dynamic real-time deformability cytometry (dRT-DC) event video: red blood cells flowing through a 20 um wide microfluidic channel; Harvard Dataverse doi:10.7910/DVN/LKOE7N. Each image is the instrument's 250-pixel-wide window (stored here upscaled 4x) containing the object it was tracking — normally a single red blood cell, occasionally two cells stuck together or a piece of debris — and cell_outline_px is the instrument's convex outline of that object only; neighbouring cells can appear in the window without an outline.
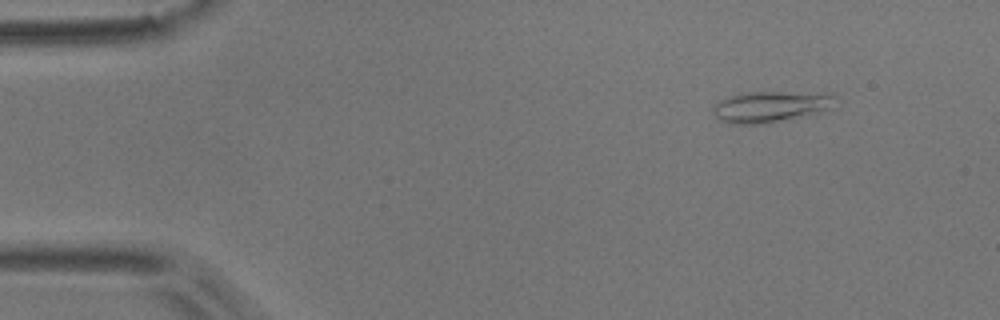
{"species": "common noctule bat (a hibernating species)", "species_latin": "Nyctalus noctula", "temperature_condition": "room temperature", "stored_images_in_passage": 5, "camera_frame_rate_fps": 3000, "um_per_image_px": 0.085, "animal": {"sex": "male", "body_mass_g": 17.9}, "frame": {"image": 1, "passage_image": 1, "time_ms": 0.0, "image_size_px": [1000, 320], "cell_outline_px": [[836, 96], [828, 108], [812, 116], [760, 124], [732, 124], [720, 120], [716, 116], [712, 108], [720, 100], [732, 96], [748, 92], [836, 92]], "centroid_in_image_um": [65.57, 9.06], "position_along_channel_um": 19.4, "area_um2": 22.37}}
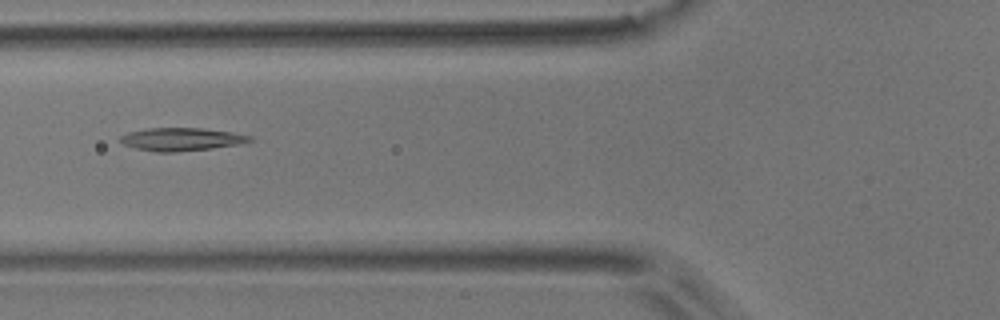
{"frame": {"image": 2, "passage_image": 5, "time_ms": 1.333, "image_size_px": [1000, 320], "cell_outline_px": [[256, 140], [236, 144], [212, 148], [172, 152], [156, 152], [136, 148], [124, 144], [120, 140], [120, 136], [128, 132], [148, 128], [204, 128], [232, 132], [252, 136]], "centroid_in_image_um": [15.44, 11.83], "position_along_channel_um": 110.4, "area_um2": 17.22}}